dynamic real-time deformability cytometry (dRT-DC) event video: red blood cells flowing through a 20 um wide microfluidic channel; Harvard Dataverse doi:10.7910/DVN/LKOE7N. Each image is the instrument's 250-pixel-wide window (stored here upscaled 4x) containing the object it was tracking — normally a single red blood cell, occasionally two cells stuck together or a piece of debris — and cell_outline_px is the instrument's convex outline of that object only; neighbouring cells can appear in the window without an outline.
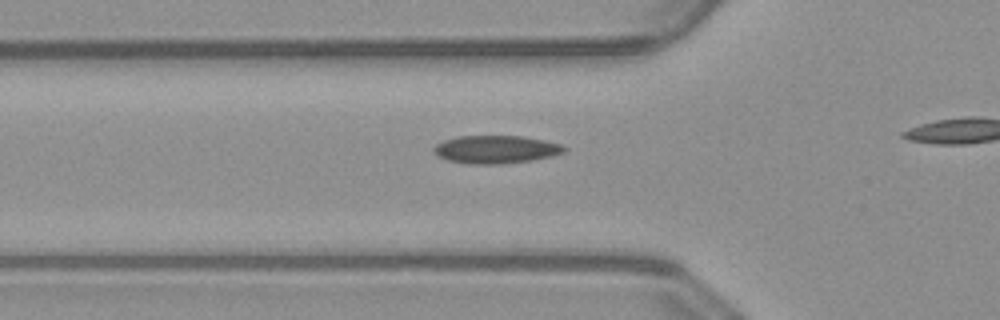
{"species": "common noctule bat (a hibernating species)", "species_latin": "Nyctalus noctula", "temperature_condition": "warm", "stored_images_in_passage": 18, "camera_frame_rate_fps": 3000, "um_per_image_px": 0.085, "animal": {"sex": "male", "body_mass_g": 23.1, "forearm_length_mm": 52.7}, "frame": {"image": 1, "passage_image": 13, "time_ms": 4.0, "image_size_px": [1000, 320], "cell_outline_px": [[568, 148], [564, 152], [552, 156], [532, 160], [504, 164], [472, 164], [448, 160], [440, 156], [432, 148], [436, 144], [444, 140], [460, 136], [524, 136], [544, 140], [560, 144]], "centroid_in_image_um": [42.19, 12.7], "position_along_channel_um": 83.6, "area_um2": 21.15}}
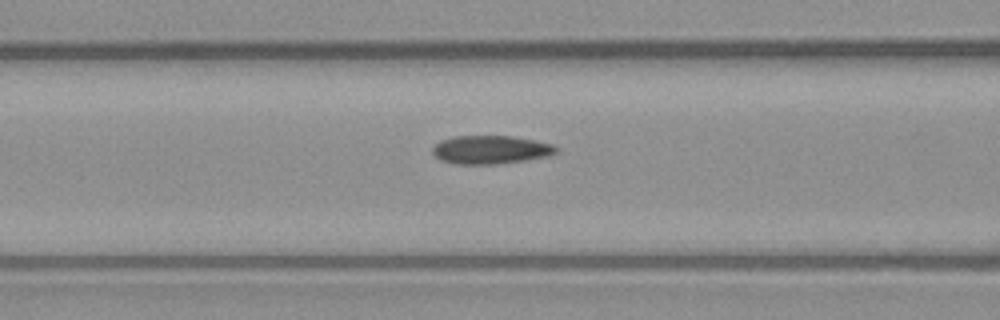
{"frame": {"image": 2, "passage_image": 16, "time_ms": 5.0, "image_size_px": [1000, 320], "cell_outline_px": [[560, 148], [556, 152], [548, 156], [524, 160], [496, 164], [456, 164], [440, 160], [432, 152], [432, 148], [440, 140], [452, 136], [512, 136], [552, 144]], "centroid_in_image_um": [41.68, 12.72], "position_along_channel_um": 124.9, "area_um2": 20.4}}